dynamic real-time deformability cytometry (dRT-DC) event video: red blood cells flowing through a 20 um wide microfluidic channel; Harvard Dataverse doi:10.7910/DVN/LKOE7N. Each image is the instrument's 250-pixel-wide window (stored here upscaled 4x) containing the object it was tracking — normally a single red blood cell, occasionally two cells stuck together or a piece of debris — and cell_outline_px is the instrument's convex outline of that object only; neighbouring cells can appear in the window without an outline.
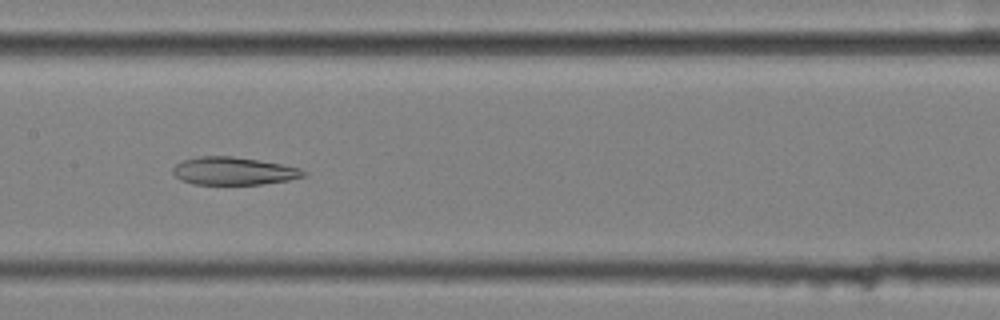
{"species": "common noctule bat (a hibernating species)", "species_latin": "Nyctalus noctula", "temperature_condition": "cold", "stored_images_in_passage": 49, "camera_frame_rate_fps": 3000, "um_per_image_px": 0.085, "animal": {"sex": "female", "body_mass_g": 25.1}, "frame": {"image": 1, "passage_image": 28, "time_ms": 9.0, "image_size_px": [1000, 320], "cell_outline_px": [[308, 172], [304, 176], [288, 180], [260, 184], [196, 184], [180, 180], [172, 172], [172, 168], [176, 164], [184, 160], [200, 156], [232, 156], [280, 164], [300, 168]], "centroid_in_image_um": [19.84, 14.53], "position_along_channel_um": 187.6, "area_um2": 20.92}}
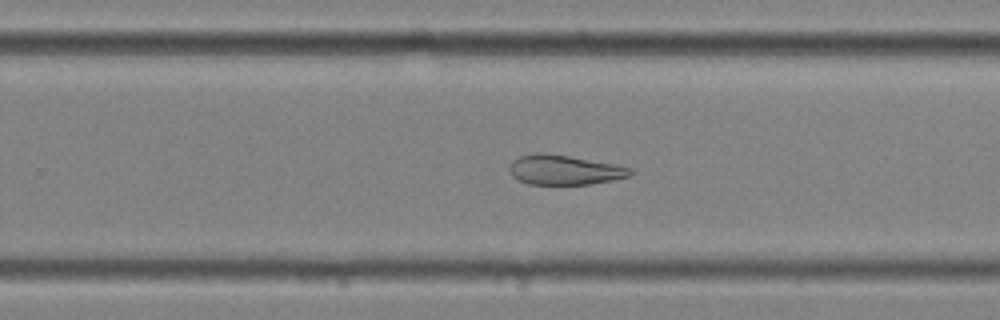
{"frame": {"image": 2, "passage_image": 36, "time_ms": 11.667, "image_size_px": [1000, 320], "cell_outline_px": [[636, 172], [628, 176], [612, 180], [588, 184], [528, 184], [512, 176], [508, 168], [512, 160], [520, 156], [540, 152], [568, 156], [612, 164], [632, 168]], "centroid_in_image_um": [47.95, 14.44], "position_along_channel_um": 281.8, "area_um2": 20.69}}
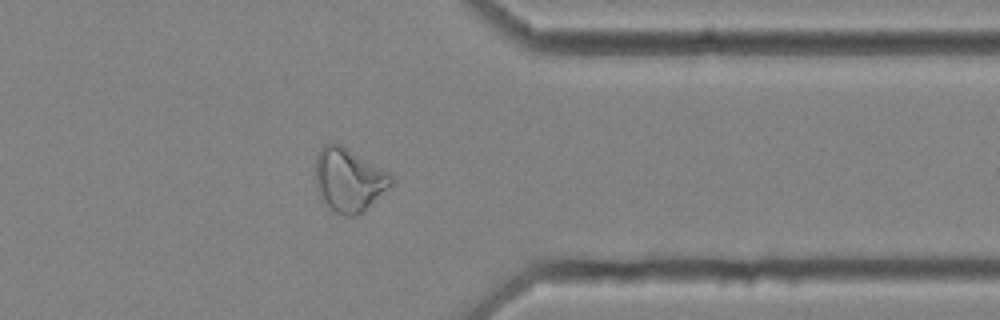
{"frame": {"image": 3, "passage_image": 45, "time_ms": 14.667, "image_size_px": [1000, 320], "cell_outline_px": [[392, 184], [356, 216], [344, 216], [332, 212], [320, 196], [316, 188], [316, 152], [324, 144], [340, 144], [388, 172], [392, 176]], "centroid_in_image_um": [29.6, 15.29], "position_along_channel_um": 381.8, "area_um2": 27.51}, "authors_computed_cell_mechanics": {"area_um2": 27.5128, "velocity_mm_per_s": 3.5398, "shape_relaxation_time_tau1_ms": null, "shape_relaxation_time_tau2_ms": 7.3806, "deformation_change_tau1": null, "deformation_change_tau2": 0.1611}}